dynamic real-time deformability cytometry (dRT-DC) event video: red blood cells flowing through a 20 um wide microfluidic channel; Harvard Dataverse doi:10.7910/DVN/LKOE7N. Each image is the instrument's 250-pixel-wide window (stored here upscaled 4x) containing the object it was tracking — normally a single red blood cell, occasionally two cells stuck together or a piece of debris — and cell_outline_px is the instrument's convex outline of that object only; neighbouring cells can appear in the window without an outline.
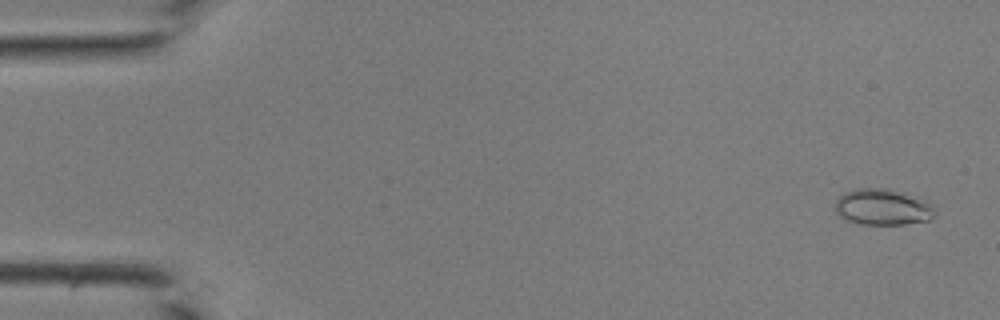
{"species": "common noctule bat (a hibernating species)", "species_latin": "Nyctalus noctula", "temperature_condition": "room temperature", "stored_images_in_passage": 38, "camera_frame_rate_fps": 3000, "um_per_image_px": 0.085, "animal": {"sex": "male", "body_mass_g": 19.0, "forearm_length_mm": 50.8}, "frame": {"image": 1, "passage_image": 2, "time_ms": 0.333, "image_size_px": [1000, 320], "cell_outline_px": [[936, 212], [928, 220], [904, 224], [860, 224], [848, 220], [840, 216], [836, 212], [836, 200], [844, 192], [856, 188], [888, 188], [924, 200], [932, 204]], "centroid_in_image_um": [75.01, 17.59], "position_along_channel_um": 10.0, "area_um2": 20.81}}
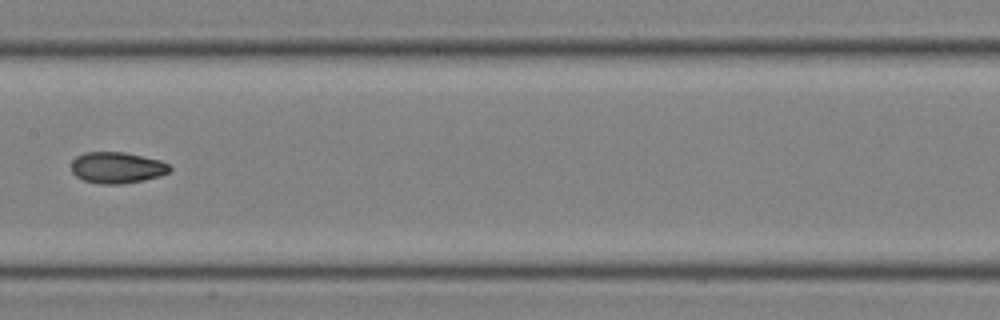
{"frame": {"image": 2, "passage_image": 23, "time_ms": 7.333, "image_size_px": [1000, 320], "cell_outline_px": [[172, 168], [168, 172], [160, 176], [144, 180], [120, 184], [100, 184], [84, 180], [76, 176], [72, 172], [72, 160], [76, 156], [84, 152], [124, 152], [160, 160], [168, 164]], "centroid_in_image_um": [9.94, 14.25], "position_along_channel_um": 197.5, "area_um2": 17.92}}
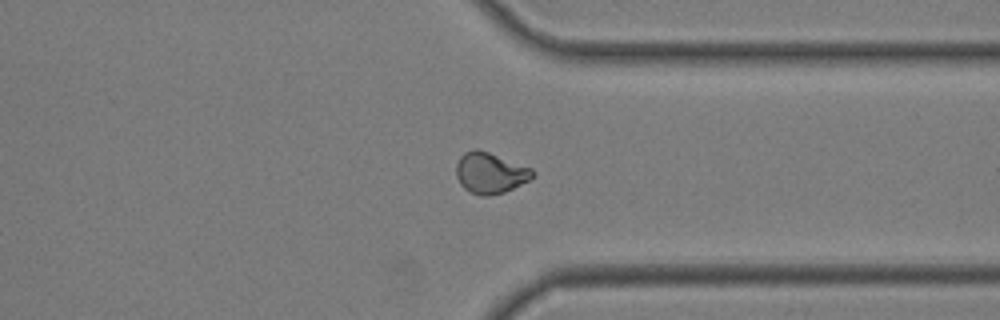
{"frame": {"image": 3, "passage_image": 34, "time_ms": 11.0, "image_size_px": [1000, 320], "cell_outline_px": [[536, 172], [528, 180], [504, 192], [488, 196], [480, 196], [464, 188], [460, 184], [456, 176], [456, 164], [460, 156], [464, 152], [476, 148], [488, 152], [532, 168]], "centroid_in_image_um": [41.64, 14.69], "position_along_channel_um": 369.8, "area_um2": 18.09}}